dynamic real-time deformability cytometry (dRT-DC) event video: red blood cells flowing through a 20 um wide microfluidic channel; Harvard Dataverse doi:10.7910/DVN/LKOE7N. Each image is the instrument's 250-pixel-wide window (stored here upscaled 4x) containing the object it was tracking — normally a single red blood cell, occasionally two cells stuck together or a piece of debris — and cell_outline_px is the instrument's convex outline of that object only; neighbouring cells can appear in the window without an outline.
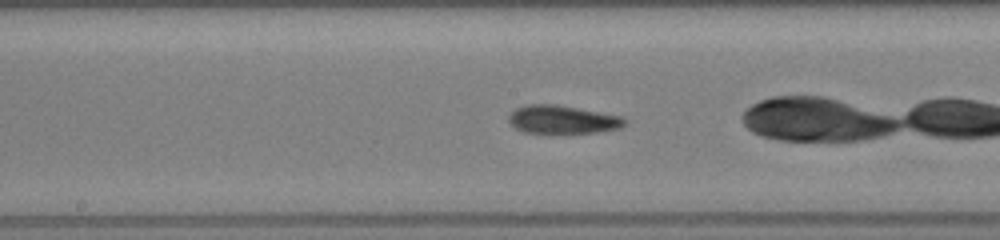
{"species": "common noctule bat (a hibernating species)", "species_latin": "Nyctalus noctula", "temperature_condition": "room temperature", "stored_images_in_passage": 26, "camera_frame_rate_fps": 3000, "um_per_image_px": 0.085, "animal": {"sex": "female", "body_mass_g": 19.5, "forearm_length_mm": 54.1}, "frame": {"image": 1, "passage_image": 21, "time_ms": 6.667, "image_size_px": [1000, 240], "cell_outline_px": [[624, 124], [620, 128], [596, 132], [524, 132], [516, 128], [508, 120], [508, 116], [516, 108], [528, 104], [556, 104], [620, 116], [624, 120]], "centroid_in_image_um": [47.77, 10.14], "position_along_channel_um": 200.4, "area_um2": 18.55}}